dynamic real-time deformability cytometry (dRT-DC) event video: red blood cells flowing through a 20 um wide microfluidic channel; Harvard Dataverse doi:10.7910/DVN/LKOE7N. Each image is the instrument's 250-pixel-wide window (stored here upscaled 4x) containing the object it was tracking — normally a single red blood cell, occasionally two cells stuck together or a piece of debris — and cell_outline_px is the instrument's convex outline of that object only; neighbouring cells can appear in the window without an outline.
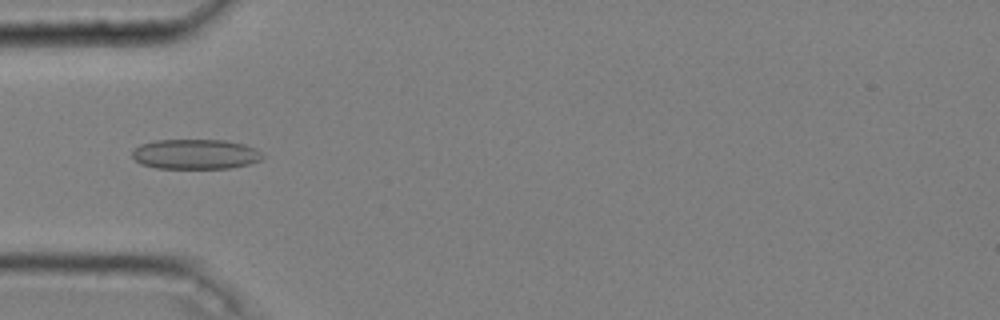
{"species": "common noctule bat (a hibernating species)", "species_latin": "Nyctalus noctula", "temperature_condition": "cold", "stored_images_in_passage": 38, "camera_frame_rate_fps": 3000, "um_per_image_px": 0.085, "animal": {"sex": "male", "body_mass_g": 20.4}, "frame": {"image": 1, "passage_image": 3, "time_ms": 0.667, "image_size_px": [1000, 320], "cell_outline_px": [[264, 156], [260, 160], [248, 164], [228, 168], [156, 168], [140, 164], [132, 156], [132, 152], [140, 144], [156, 140], [224, 140], [244, 144], [256, 148]], "centroid_in_image_um": [16.6, 13.1], "position_along_channel_um": 68.4, "area_um2": 22.72}}
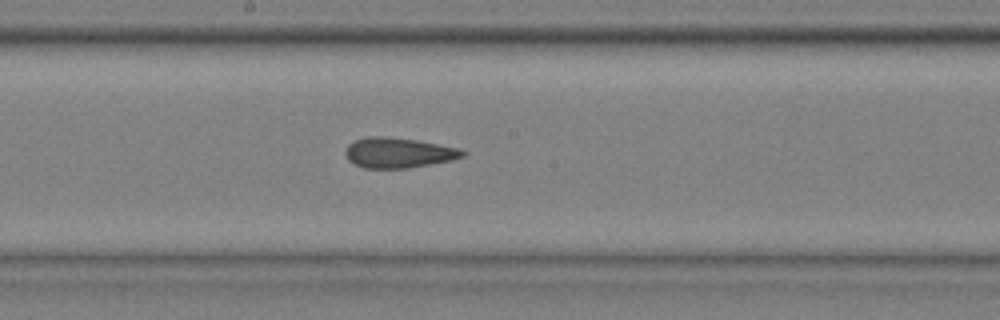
{"frame": {"image": 2, "passage_image": 15, "time_ms": 4.667, "image_size_px": [1000, 320], "cell_outline_px": [[468, 152], [464, 156], [452, 160], [408, 168], [364, 168], [348, 160], [344, 152], [348, 144], [356, 140], [368, 136], [380, 136], [416, 140], [460, 148]], "centroid_in_image_um": [33.88, 12.98], "position_along_channel_um": 214.3, "area_um2": 20.58}}
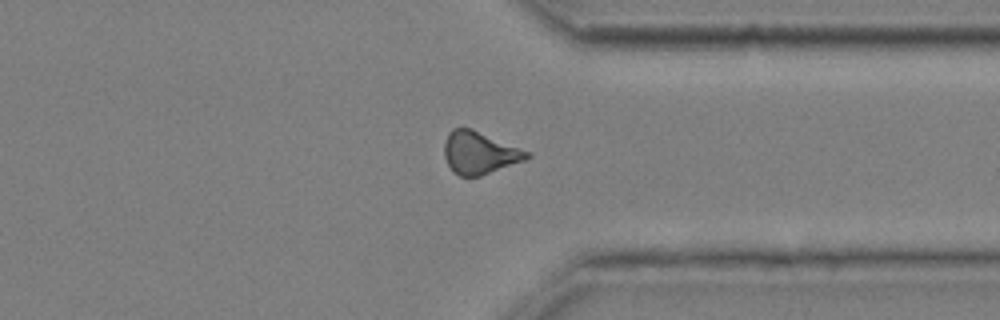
{"frame": {"image": 3, "passage_image": 28, "time_ms": 9.0, "image_size_px": [1000, 320], "cell_outline_px": [[532, 156], [524, 160], [480, 176], [460, 176], [452, 172], [444, 156], [444, 144], [448, 132], [452, 128], [472, 128], [532, 152]], "centroid_in_image_um": [40.76, 12.97], "position_along_channel_um": 370.6, "area_um2": 20.58}, "authors_computed_cell_mechanics": {"area_um2": 20.1722, "velocity_mm_per_s": 3.6446, "shape_relaxation_time_tau1_ms": null, "shape_relaxation_time_tau2_ms": 4.5981, "deformation_change_tau1": null, "deformation_change_tau2": 0.1226}}